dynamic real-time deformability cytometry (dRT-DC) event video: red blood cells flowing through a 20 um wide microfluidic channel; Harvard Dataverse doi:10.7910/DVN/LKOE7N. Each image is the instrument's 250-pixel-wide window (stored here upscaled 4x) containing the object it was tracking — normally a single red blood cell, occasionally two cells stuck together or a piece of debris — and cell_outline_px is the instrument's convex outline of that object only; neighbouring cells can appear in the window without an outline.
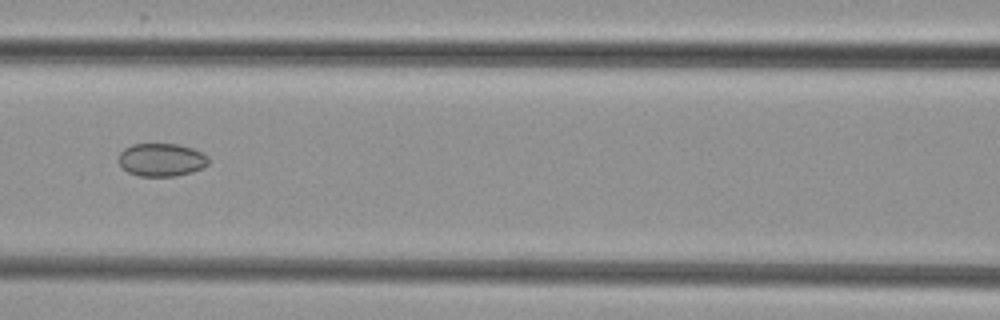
{"species": "common noctule bat (a hibernating species)", "species_latin": "Nyctalus noctula", "temperature_condition": "cold", "stored_images_in_passage": 3, "camera_frame_rate_fps": 3000, "um_per_image_px": 0.085, "animal": {"sex": "female", "body_mass_g": 29.2, "forearm_length_mm": 56.3}, "frame": {"image": 1, "passage_image": 3, "time_ms": 2.0, "image_size_px": [1000, 320], "cell_outline_px": [[208, 164], [204, 168], [192, 172], [176, 176], [136, 176], [128, 172], [116, 160], [120, 152], [124, 148], [132, 144], [180, 144], [192, 148], [208, 156]], "centroid_in_image_um": [13.71, 13.58], "position_along_channel_um": 152.9, "area_um2": 17.51}}